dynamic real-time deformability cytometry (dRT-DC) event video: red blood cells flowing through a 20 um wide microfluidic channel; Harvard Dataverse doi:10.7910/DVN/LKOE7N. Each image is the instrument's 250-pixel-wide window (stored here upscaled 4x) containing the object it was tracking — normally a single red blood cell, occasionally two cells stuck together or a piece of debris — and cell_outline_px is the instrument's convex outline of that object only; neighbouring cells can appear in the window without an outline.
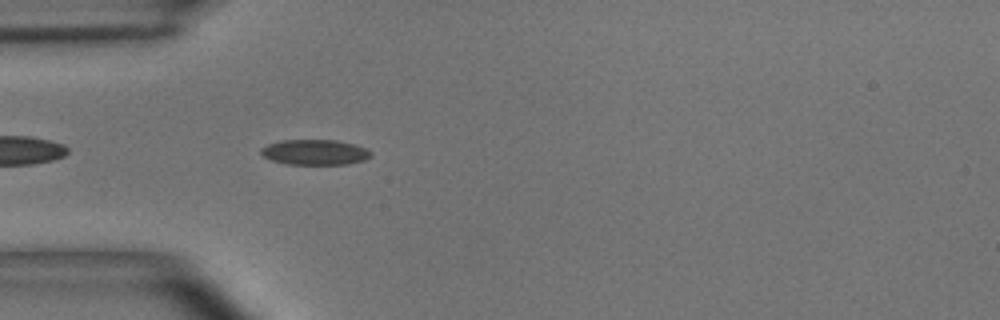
{"species": "common noctule bat (a hibernating species)", "species_latin": "Nyctalus noctula", "temperature_condition": "room temperature", "stored_images_in_passage": 43, "camera_frame_rate_fps": 3000, "um_per_image_px": 0.085, "animal": {"sex": "male", "body_mass_g": 15.6}, "frame": {"image": 1, "passage_image": 4, "time_ms": 1.0, "image_size_px": [1000, 320], "cell_outline_px": [[372, 156], [364, 160], [348, 164], [288, 164], [272, 160], [264, 156], [260, 152], [260, 148], [268, 144], [280, 140], [336, 140], [352, 144], [364, 148], [372, 152]], "centroid_in_image_um": [26.75, 12.94], "position_along_channel_um": 58.2, "area_um2": 16.13}}
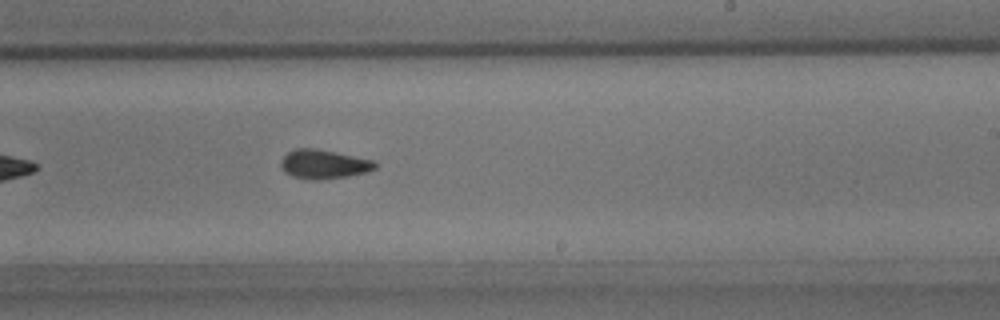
{"frame": {"image": 2, "passage_image": 21, "time_ms": 6.667, "image_size_px": [1000, 320], "cell_outline_px": [[376, 168], [368, 172], [348, 176], [316, 180], [312, 180], [292, 176], [284, 172], [280, 164], [280, 160], [288, 152], [296, 148], [316, 148], [376, 160]], "centroid_in_image_um": [27.53, 13.95], "position_along_channel_um": 261.5, "area_um2": 16.13}}
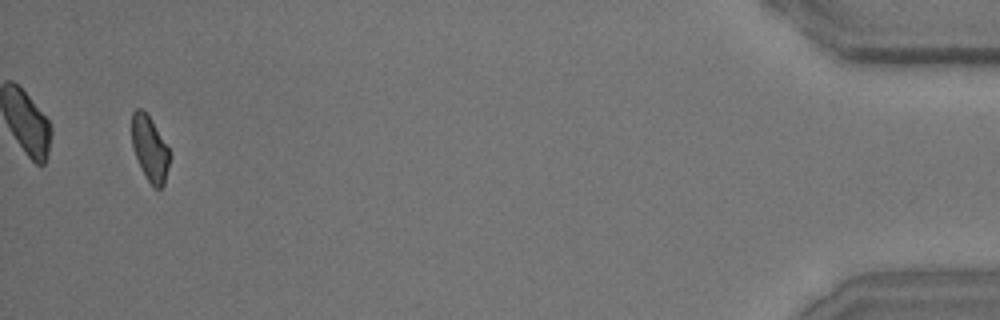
{"frame": {"image": 3, "passage_image": 41, "time_ms": 13.333, "image_size_px": [1000, 320], "cell_outline_px": [[172, 156], [164, 184], [160, 188], [156, 188], [148, 180], [136, 156], [132, 144], [132, 112], [136, 108], [140, 108], [152, 120], [168, 148]], "centroid_in_image_um": [12.76, 12.62], "position_along_channel_um": 422.4, "area_um2": 14.1}, "authors_computed_cell_mechanics": {"area_um2": 15.5482, "velocity_mm_per_s": 3.6236, "shape_relaxation_time_tau1_ms": 5.8454, "shape_relaxation_time_tau2_ms": 5.9814, "deformation_change_tau1": 0.1353, "deformation_change_tau2": 0.0898}}